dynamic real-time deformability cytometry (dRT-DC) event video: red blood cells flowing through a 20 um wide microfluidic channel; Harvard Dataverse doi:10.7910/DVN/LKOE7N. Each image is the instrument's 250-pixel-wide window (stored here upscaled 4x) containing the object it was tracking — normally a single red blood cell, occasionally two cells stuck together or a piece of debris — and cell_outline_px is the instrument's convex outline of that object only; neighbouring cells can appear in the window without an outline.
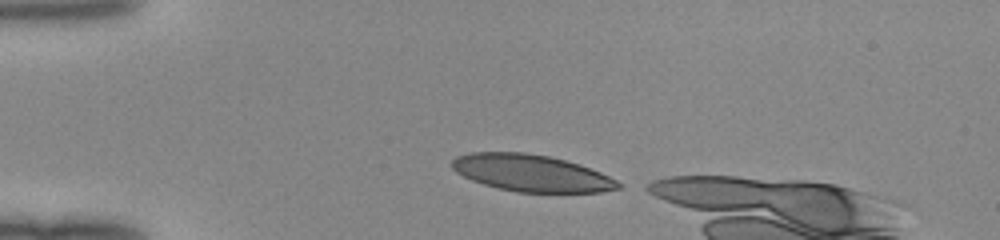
{"species": "human", "species_latin": "Homo sapiens", "temperature_condition": "room temperature", "stored_images_in_passage": 31, "camera_frame_rate_fps": 3000, "um_per_image_px": 0.085, "donor": {"sex": "female"}, "frame": {"image": 1, "passage_image": 1, "time_ms": 0.0, "image_size_px": [1000, 240], "cell_outline_px": [[624, 184], [620, 188], [600, 192], [516, 192], [496, 188], [472, 180], [456, 172], [452, 168], [452, 160], [456, 156], [468, 152], [524, 152], [548, 156], [580, 164], [600, 172]], "centroid_in_image_um": [45.15, 14.71], "position_along_channel_um": 39.8, "area_um2": 35.72}}
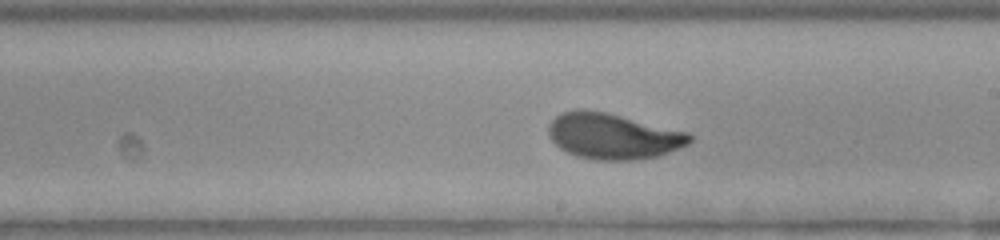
{"frame": {"image": 2, "passage_image": 18, "time_ms": 5.667, "image_size_px": [1000, 240], "cell_outline_px": [[692, 140], [688, 144], [680, 148], [656, 156], [632, 160], [596, 160], [576, 156], [560, 148], [552, 140], [548, 132], [548, 124], [556, 116], [564, 112], [580, 108], [584, 108], [604, 112], [688, 132], [692, 136]], "centroid_in_image_um": [52.08, 11.57], "position_along_channel_um": 236.9, "area_um2": 37.4}}
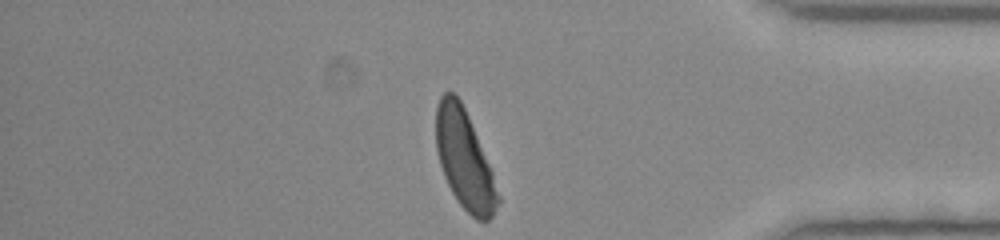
{"frame": {"image": 3, "passage_image": 31, "time_ms": 10.0, "image_size_px": [1000, 240], "cell_outline_px": [[500, 200], [492, 216], [488, 220], [476, 220], [456, 200], [444, 176], [440, 164], [436, 148], [436, 108], [440, 96], [444, 92], [452, 92], [460, 100], [468, 116], [492, 172], [500, 196]], "centroid_in_image_um": [39.47, 13.57], "position_along_channel_um": 395.7, "area_um2": 35.08}}